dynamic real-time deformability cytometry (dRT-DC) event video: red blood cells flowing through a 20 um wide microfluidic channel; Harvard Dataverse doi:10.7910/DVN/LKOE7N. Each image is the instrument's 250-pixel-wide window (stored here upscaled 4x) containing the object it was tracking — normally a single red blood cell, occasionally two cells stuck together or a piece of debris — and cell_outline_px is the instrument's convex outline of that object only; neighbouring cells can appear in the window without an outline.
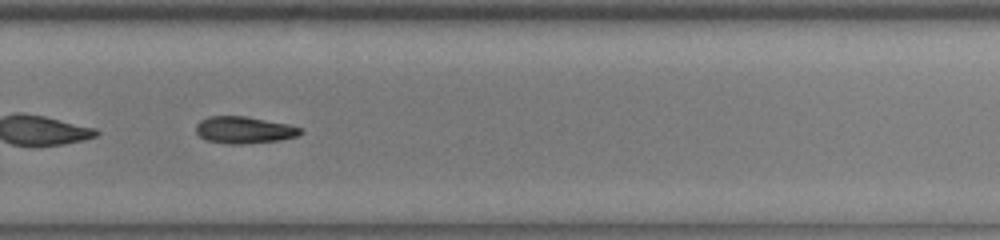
{"species": "common noctule bat (a hibernating species)", "species_latin": "Nyctalus noctula", "temperature_condition": "cold", "stored_images_in_passage": 49, "segment_of_instrument_passage": [2, 2], "camera_frame_rate_fps": 3000, "um_per_image_px": 0.085, "animal": {"sex": "male", "body_mass_g": 13.0, "forearm_length_mm": 53.1}, "frame": {"image": 1, "passage_image": 32, "time_ms": 10.333, "image_size_px": [1000, 240], "cell_outline_px": [[304, 132], [300, 136], [280, 140], [244, 144], [224, 144], [204, 140], [196, 132], [196, 124], [200, 120], [208, 116], [244, 116], [288, 124], [304, 128]], "centroid_in_image_um": [20.77, 11.06], "position_along_channel_um": 309.0, "area_um2": 16.7}}
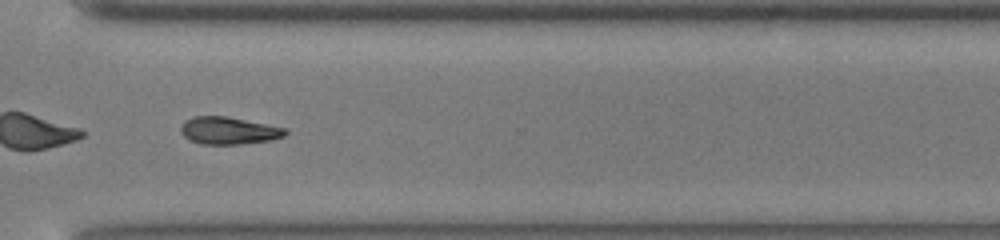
{"frame": {"image": 2, "passage_image": 35, "time_ms": 11.333, "image_size_px": [1000, 240], "cell_outline_px": [[288, 132], [284, 136], [272, 140], [240, 144], [200, 144], [188, 140], [180, 132], [180, 128], [184, 120], [192, 116], [224, 116], [268, 124], [288, 128]], "centroid_in_image_um": [19.43, 11.1], "position_along_channel_um": 351.2, "area_um2": 16.88}}
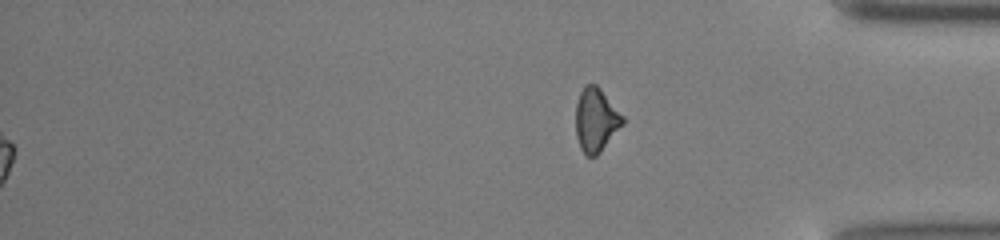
{"frame": {"image": 3, "passage_image": 49, "time_ms": 16.0, "image_size_px": [1000, 240], "cell_outline_px": [[624, 124], [600, 152], [596, 156], [584, 156], [580, 148], [576, 136], [576, 104], [580, 92], [584, 84], [596, 84], [600, 88], [624, 116]], "centroid_in_image_um": [50.65, 10.2], "position_along_channel_um": 384.5, "area_um2": 17.57}}